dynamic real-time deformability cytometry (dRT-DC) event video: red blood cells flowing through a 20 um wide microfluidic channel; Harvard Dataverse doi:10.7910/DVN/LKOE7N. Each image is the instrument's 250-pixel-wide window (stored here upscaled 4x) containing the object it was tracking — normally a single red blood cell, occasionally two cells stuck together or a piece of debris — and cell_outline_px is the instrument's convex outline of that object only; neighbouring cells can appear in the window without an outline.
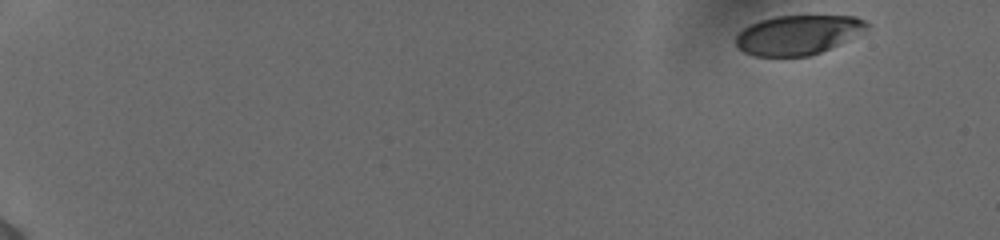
{"species": "human", "species_latin": "Homo sapiens", "temperature_condition": "cold", "stored_images_in_passage": 52, "camera_frame_rate_fps": 3000, "um_per_image_px": 0.085, "donor": {"sex": "female"}, "frame": {"image": 1, "passage_image": 1, "time_ms": 0.0, "image_size_px": [1000, 240], "cell_outline_px": [[868, 28], [820, 52], [808, 56], [756, 56], [744, 52], [736, 44], [736, 36], [744, 28], [760, 20], [776, 16], [856, 16], [864, 20], [868, 24]], "centroid_in_image_um": [67.78, 2.95], "position_along_channel_um": 17.2, "area_um2": 29.42}}
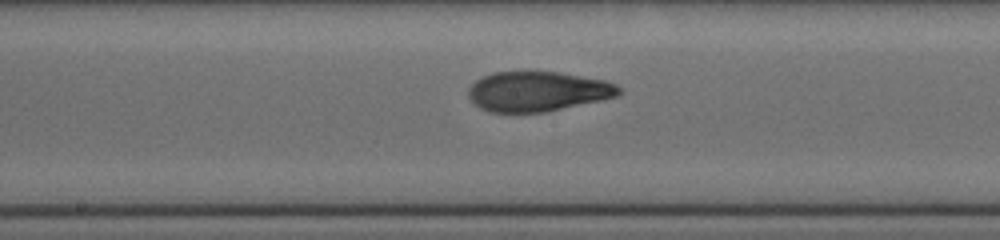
{"frame": {"image": 2, "passage_image": 29, "time_ms": 9.333, "image_size_px": [1000, 240], "cell_outline_px": [[624, 92], [616, 96], [604, 100], [548, 112], [488, 112], [480, 108], [468, 96], [468, 88], [476, 80], [492, 72], [556, 72], [604, 80], [616, 84]], "centroid_in_image_um": [45.73, 7.78], "position_along_channel_um": 202.5, "area_um2": 35.08}}
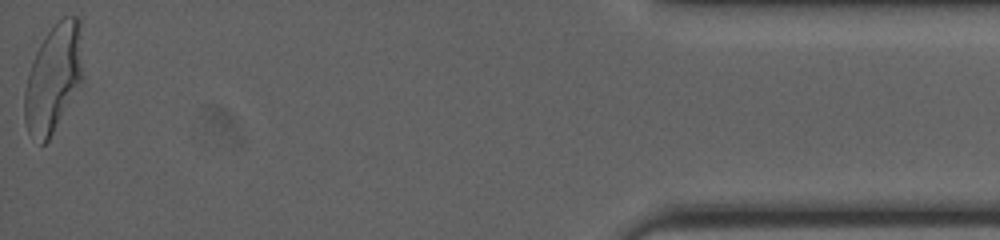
{"frame": {"image": 3, "passage_image": 52, "time_ms": 17.0, "image_size_px": [1000, 240], "cell_outline_px": [[84, 80], [48, 140], [44, 144], [40, 144], [28, 132], [24, 120], [24, 92], [28, 72], [32, 60], [40, 44], [48, 32], [64, 16], [80, 16]], "centroid_in_image_um": [4.56, 6.64], "position_along_channel_um": 430.6, "area_um2": 36.99}, "authors_computed_cell_mechanics": {"area_um2": 34.9979, "velocity_mm_per_s": 3.8814, "shape_relaxation_time_tau1_ms": 5.0602, "shape_relaxation_time_tau2_ms": 1.0468, "deformation_change_tau1": 0.1924, "deformation_change_tau2": 0.0796}}